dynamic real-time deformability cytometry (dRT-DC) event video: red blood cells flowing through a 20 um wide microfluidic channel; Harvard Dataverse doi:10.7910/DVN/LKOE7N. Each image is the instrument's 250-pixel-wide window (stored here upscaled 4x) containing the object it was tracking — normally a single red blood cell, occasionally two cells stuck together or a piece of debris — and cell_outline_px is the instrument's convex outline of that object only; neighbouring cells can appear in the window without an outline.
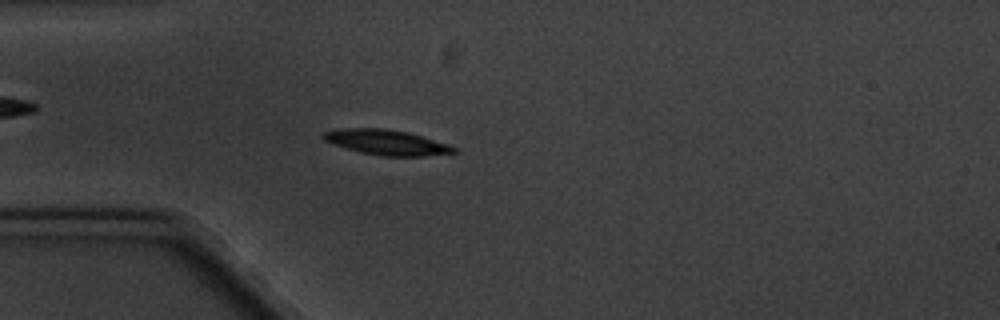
{"species": "common noctule bat (a hibernating species)", "species_latin": "Nyctalus noctula", "temperature_condition": "cold", "stored_images_in_passage": 6, "camera_frame_rate_fps": 3000, "um_per_image_px": 0.085, "animal": {"sex": "male", "body_mass_g": 20.1, "forearm_length_mm": 53.5}, "frame": {"image": 1, "passage_image": 6, "time_ms": 5.667, "image_size_px": [1000, 320], "cell_outline_px": [[456, 152], [424, 156], [380, 156], [360, 152], [332, 144], [324, 140], [320, 136], [324, 132], [344, 128], [384, 128], [408, 132], [448, 144], [456, 148]], "centroid_in_image_um": [32.82, 12.1], "position_along_channel_um": 52.2, "area_um2": 19.07}}